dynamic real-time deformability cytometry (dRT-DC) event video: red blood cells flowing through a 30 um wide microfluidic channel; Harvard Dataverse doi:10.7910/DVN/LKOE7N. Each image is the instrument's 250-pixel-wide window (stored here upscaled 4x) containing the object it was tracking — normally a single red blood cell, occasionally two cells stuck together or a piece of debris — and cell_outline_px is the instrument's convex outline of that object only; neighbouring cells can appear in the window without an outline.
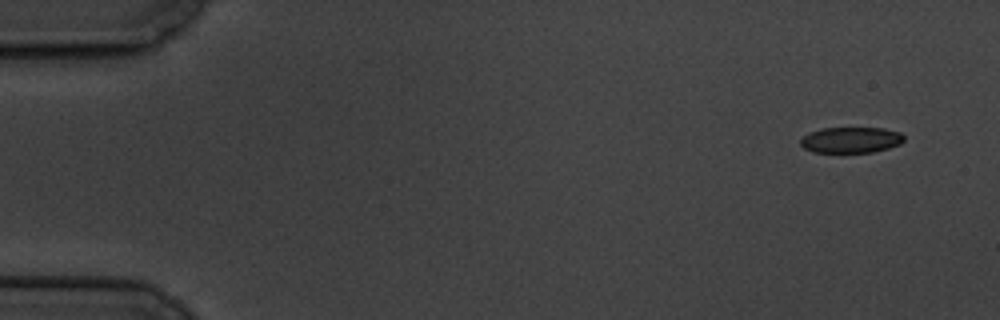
{"species": "common noctule bat (a hibernating species)", "species_latin": "Nyctalus noctula", "temperature_condition": "cold", "stored_images_in_passage": 5, "camera_frame_rate_fps": 3000, "um_per_image_px": 0.085, "animal": {"sex": "male", "body_mass_g": 19.5, "forearm_length_mm": 54.6}, "frame": {"image": 1, "passage_image": 1, "time_ms": 0.0, "image_size_px": [1000, 320], "cell_outline_px": [[904, 140], [900, 144], [888, 148], [872, 152], [812, 152], [804, 148], [800, 144], [800, 140], [808, 132], [820, 128], [884, 128], [900, 132], [904, 136]], "centroid_in_image_um": [72.32, 11.89], "position_along_channel_um": 12.7, "area_um2": 15.66}}
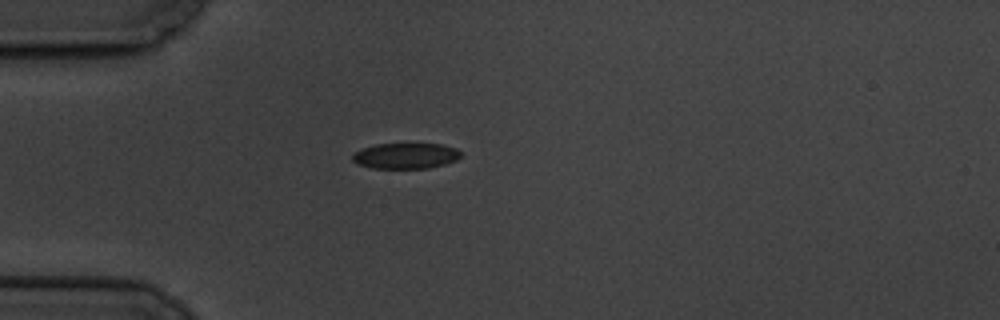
{"frame": {"image": 2, "passage_image": 5, "time_ms": 4.333, "image_size_px": [1000, 320], "cell_outline_px": [[460, 156], [456, 160], [444, 164], [428, 168], [372, 168], [356, 164], [352, 160], [352, 156], [356, 152], [364, 148], [376, 144], [444, 144], [456, 148], [460, 152]], "centroid_in_image_um": [34.48, 13.25], "position_along_channel_um": 50.5, "area_um2": 16.13}}